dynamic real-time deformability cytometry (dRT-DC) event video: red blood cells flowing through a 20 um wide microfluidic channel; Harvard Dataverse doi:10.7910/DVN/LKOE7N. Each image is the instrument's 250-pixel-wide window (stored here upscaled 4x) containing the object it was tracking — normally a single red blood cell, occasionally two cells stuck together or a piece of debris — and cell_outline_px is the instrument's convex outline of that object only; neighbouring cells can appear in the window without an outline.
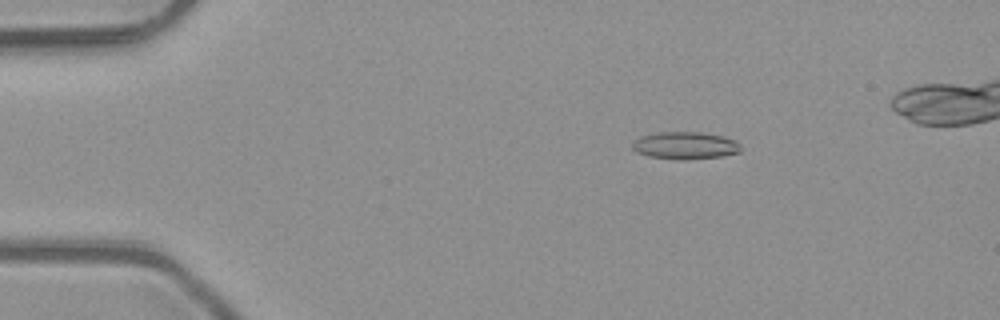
{"species": "common noctule bat (a hibernating species)", "species_latin": "Nyctalus noctula", "temperature_condition": "room temperature", "stored_images_in_passage": 45, "camera_frame_rate_fps": 3000, "um_per_image_px": 0.085, "animal": {"sex": "male", "body_mass_g": 23.1, "forearm_length_mm": 52.7}, "frame": {"image": 1, "passage_image": 5, "time_ms": 1.333, "image_size_px": [1000, 320], "cell_outline_px": [[740, 152], [720, 156], [684, 160], [680, 160], [648, 156], [636, 152], [632, 148], [632, 144], [640, 136], [660, 132], [704, 132], [724, 136], [736, 140], [740, 144]], "centroid_in_image_um": [58.25, 12.36], "position_along_channel_um": 26.7, "area_um2": 17.34}}
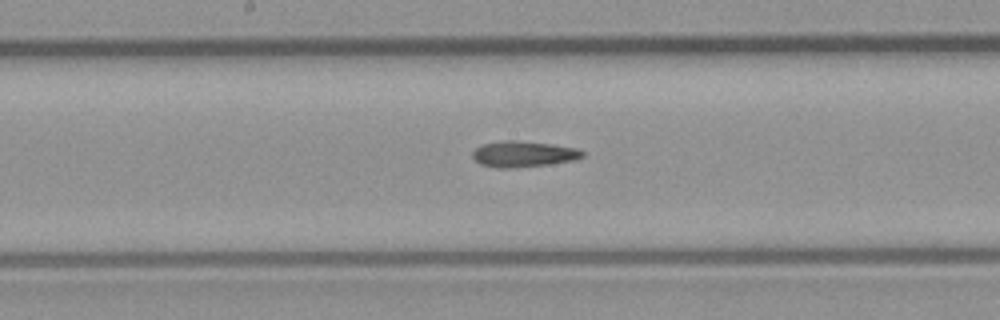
{"frame": {"image": 2, "passage_image": 23, "time_ms": 7.333, "image_size_px": [1000, 320], "cell_outline_px": [[584, 156], [576, 160], [548, 164], [508, 168], [500, 168], [480, 164], [472, 156], [472, 152], [480, 144], [500, 140], [516, 140], [552, 144], [576, 148], [584, 152]], "centroid_in_image_um": [44.47, 13.08], "position_along_channel_um": 203.7, "area_um2": 16.65}}
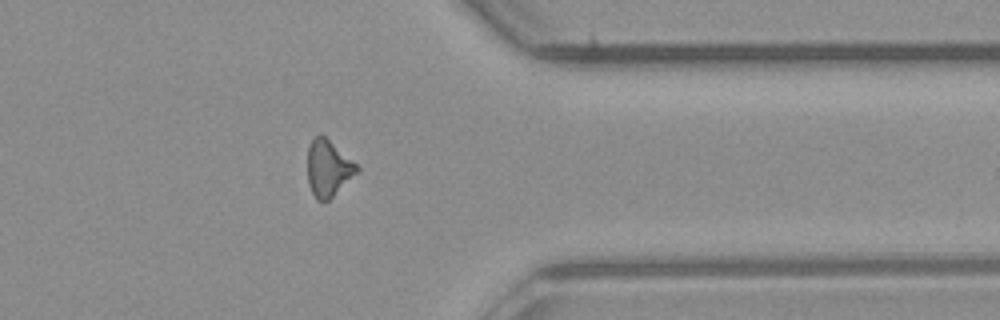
{"frame": {"image": 3, "passage_image": 37, "time_ms": 12.0, "image_size_px": [1000, 320], "cell_outline_px": [[360, 168], [328, 200], [316, 200], [308, 184], [308, 148], [312, 140], [320, 132], [356, 164]], "centroid_in_image_um": [27.86, 14.28], "position_along_channel_um": 383.5, "area_um2": 15.66}, "authors_computed_cell_mechanics": {"area_um2": 16.2418, "velocity_mm_per_s": 4.0916, "shape_relaxation_time_tau1_ms": null, "shape_relaxation_time_tau2_ms": 6.6699, "deformation_change_tau1": null, "deformation_change_tau2": 0.1826}}